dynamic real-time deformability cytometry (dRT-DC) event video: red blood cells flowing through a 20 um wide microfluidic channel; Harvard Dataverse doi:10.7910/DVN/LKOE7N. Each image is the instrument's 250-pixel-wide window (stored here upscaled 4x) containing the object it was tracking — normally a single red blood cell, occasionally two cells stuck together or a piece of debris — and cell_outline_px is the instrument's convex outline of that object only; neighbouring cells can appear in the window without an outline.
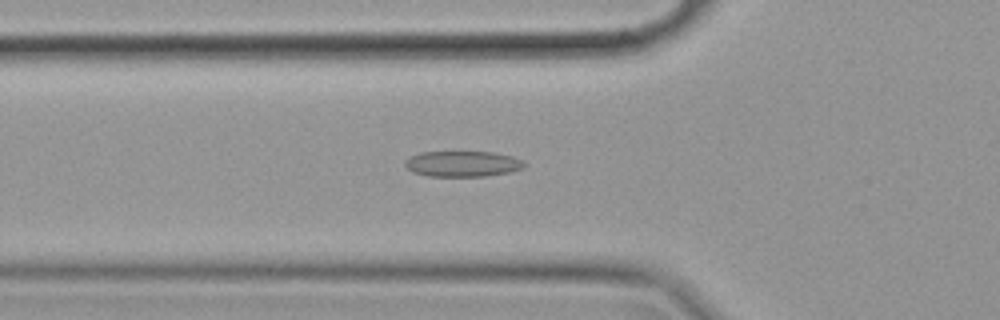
{"species": "common noctule bat (a hibernating species)", "species_latin": "Nyctalus noctula", "temperature_condition": "cold", "stored_images_in_passage": 57, "camera_frame_rate_fps": 3000, "um_per_image_px": 0.085, "animal": {"sex": "female", "body_mass_g": 19.9}, "frame": {"image": 1, "passage_image": 20, "time_ms": 6.333, "image_size_px": [1000, 320], "cell_outline_px": [[524, 168], [512, 172], [484, 176], [428, 176], [412, 172], [404, 164], [404, 160], [420, 152], [492, 152], [512, 156], [524, 160]], "centroid_in_image_um": [39.33, 13.93], "position_along_channel_um": 86.5, "area_um2": 17.92}}
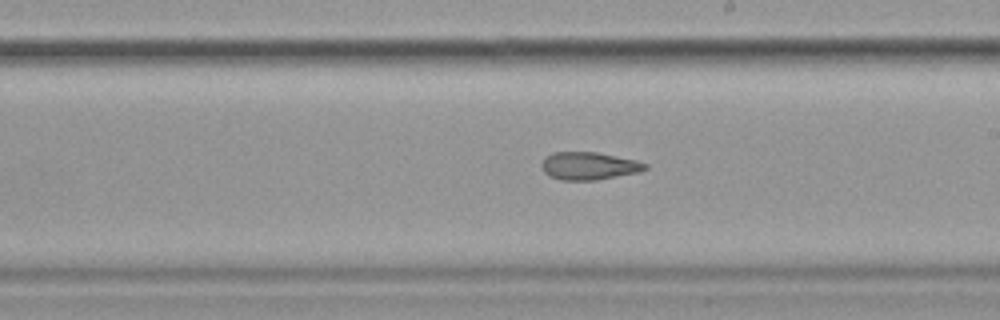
{"frame": {"image": 2, "passage_image": 33, "time_ms": 10.667, "image_size_px": [1000, 320], "cell_outline_px": [[648, 168], [640, 172], [596, 180], [560, 180], [548, 176], [544, 172], [540, 164], [548, 156], [556, 152], [596, 152], [636, 160], [648, 164]], "centroid_in_image_um": [50.07, 14.11], "position_along_channel_um": 238.9, "area_um2": 16.7}}
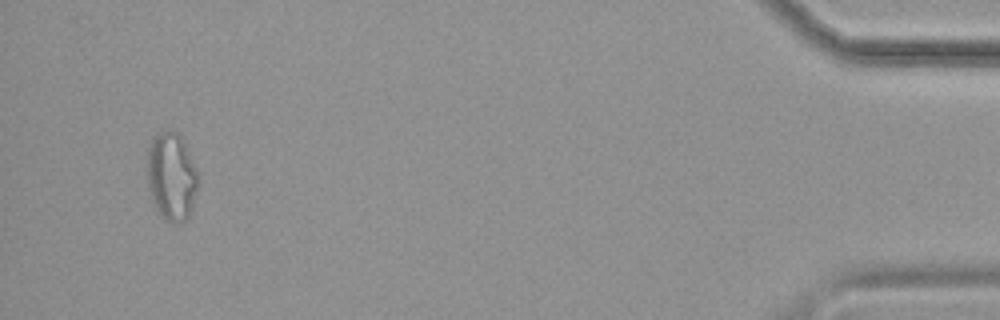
{"frame": {"image": 3, "passage_image": 55, "time_ms": 18.0, "image_size_px": [1000, 320], "cell_outline_px": [[200, 180], [188, 216], [180, 224], [172, 224], [164, 220], [156, 208], [152, 200], [148, 184], [148, 148], [152, 140], [160, 132], [176, 132], [184, 140], [200, 172]], "centroid_in_image_um": [14.62, 15.02], "position_along_channel_um": 420.6, "area_um2": 26.3}, "authors_computed_cell_mechanics": {"area_um2": 19.1896, "velocity_mm_per_s": 3.5151, "shape_relaxation_time_tau1_ms": null, "shape_relaxation_time_tau2_ms": 6.8478, "deformation_change_tau1": null, "deformation_change_tau2": 0.1636}}